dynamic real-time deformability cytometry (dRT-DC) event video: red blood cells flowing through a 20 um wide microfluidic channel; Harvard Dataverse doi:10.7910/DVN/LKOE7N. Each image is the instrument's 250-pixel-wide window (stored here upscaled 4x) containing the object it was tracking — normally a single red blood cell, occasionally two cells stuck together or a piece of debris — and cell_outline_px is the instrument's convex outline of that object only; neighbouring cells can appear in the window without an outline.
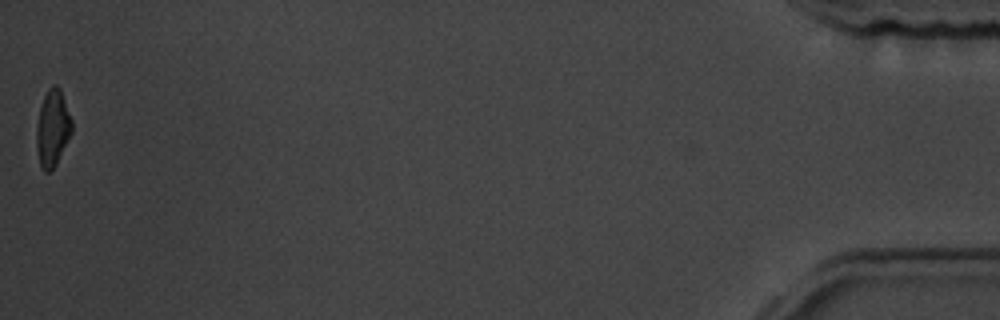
{"species": "common noctule bat (a hibernating species)", "species_latin": "Nyctalus noctula", "temperature_condition": "room temperature", "stored_images_in_passage": 39, "camera_frame_rate_fps": 3000, "um_per_image_px": 0.085, "animal": {"sex": "male", "body_mass_g": 19.5, "forearm_length_mm": 54.6}, "frame": {"image": 1, "passage_image": 39, "time_ms": 12.667, "image_size_px": [1000, 320], "cell_outline_px": [[72, 132], [56, 164], [48, 172], [44, 172], [40, 164], [36, 144], [36, 128], [40, 108], [44, 96], [48, 88], [52, 84], [56, 84], [60, 88], [72, 120]], "centroid_in_image_um": [4.47, 10.87], "position_along_channel_um": 430.7, "area_um2": 15.66}, "authors_computed_cell_mechanics": {"area_um2": 16.762, "velocity_mm_per_s": 3.8163, "shape_relaxation_time_tau1_ms": 2.5921, "shape_relaxation_time_tau2_ms": 2.4173, "deformation_change_tau1": 0.0966, "deformation_change_tau2": 0.0836}}